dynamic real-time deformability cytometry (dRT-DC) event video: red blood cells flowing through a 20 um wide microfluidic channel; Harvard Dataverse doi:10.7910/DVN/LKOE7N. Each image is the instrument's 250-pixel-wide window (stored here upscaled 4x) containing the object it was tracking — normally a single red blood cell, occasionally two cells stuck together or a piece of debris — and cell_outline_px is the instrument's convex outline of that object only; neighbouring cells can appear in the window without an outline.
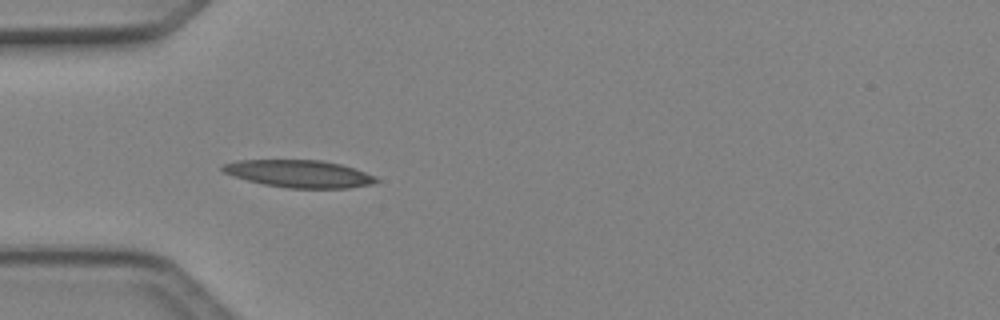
{"species": "Egyptian fruit bat (a non-hibernating species)", "species_latin": "Rousettus aegyptiacus", "temperature_condition": "cold", "stored_images_in_passage": 6, "camera_frame_rate_fps": 3000, "um_per_image_px": 0.085, "animal": {"sex": "female"}, "frame": {"image": 1, "passage_image": 4, "time_ms": 1.0, "image_size_px": [1000, 320], "cell_outline_px": [[380, 180], [372, 184], [348, 188], [288, 188], [264, 184], [248, 180], [224, 172], [220, 168], [220, 164], [236, 160], [324, 160], [340, 164], [376, 176]], "centroid_in_image_um": [25.42, 14.76], "position_along_channel_um": 59.6, "area_um2": 24.45}}
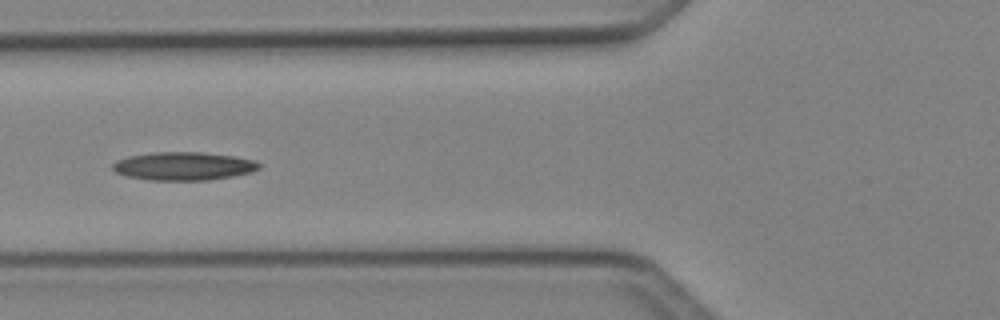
{"frame": {"image": 2, "passage_image": 5, "time_ms": 1.333, "image_size_px": [1000, 320], "cell_outline_px": [[260, 168], [252, 172], [232, 176], [208, 180], [148, 180], [128, 176], [116, 172], [112, 168], [112, 164], [116, 160], [132, 156], [152, 152], [200, 152], [232, 156], [256, 160], [260, 164]], "centroid_in_image_um": [15.62, 14.12], "position_along_channel_um": 110.2, "area_um2": 23.99}}
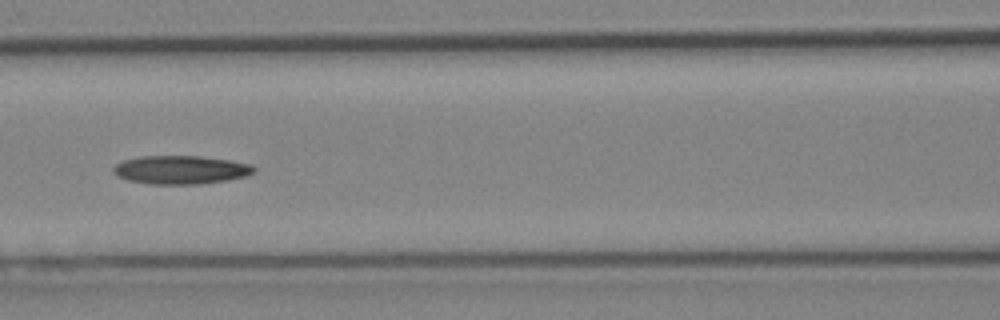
{"frame": {"image": 3, "passage_image": 6, "time_ms": 1.667, "image_size_px": [1000, 320], "cell_outline_px": [[256, 172], [248, 176], [228, 180], [200, 184], [152, 184], [128, 180], [116, 176], [112, 172], [112, 168], [116, 164], [124, 160], [140, 156], [200, 156], [228, 160], [248, 164], [256, 168]], "centroid_in_image_um": [15.36, 14.44], "position_along_channel_um": 151.2, "area_um2": 23.41}}